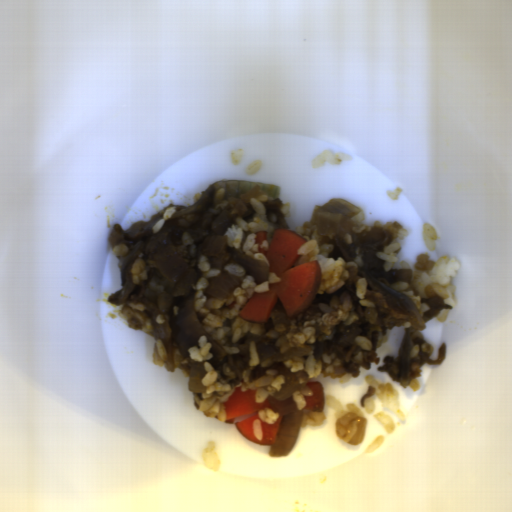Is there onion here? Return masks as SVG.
Instances as JSON below:
<instances>
[{"instance_id":"06740285","label":"onion","mask_w":512,"mask_h":512,"mask_svg":"<svg viewBox=\"0 0 512 512\" xmlns=\"http://www.w3.org/2000/svg\"><path fill=\"white\" fill-rule=\"evenodd\" d=\"M194 303V293L181 296L172 304L169 315L173 339L183 357L187 358L189 362L188 390L194 394H201L206 393L207 389V386L202 383L206 369L202 362L192 359L188 349L198 344L200 336H205V340L211 345L208 352L212 353V357L207 360V364L217 366L227 353L202 328L194 312Z\"/></svg>"},{"instance_id":"6bf65262","label":"onion","mask_w":512,"mask_h":512,"mask_svg":"<svg viewBox=\"0 0 512 512\" xmlns=\"http://www.w3.org/2000/svg\"><path fill=\"white\" fill-rule=\"evenodd\" d=\"M267 400L270 406L282 415V421L269 454L271 457L288 456L297 441L304 411L298 410L292 394L285 400H279L271 395Z\"/></svg>"},{"instance_id":"55239325","label":"onion","mask_w":512,"mask_h":512,"mask_svg":"<svg viewBox=\"0 0 512 512\" xmlns=\"http://www.w3.org/2000/svg\"><path fill=\"white\" fill-rule=\"evenodd\" d=\"M253 186H259L263 193L267 194L273 199L279 198V188L275 184L245 180H217L212 183L197 200V202L186 210L175 213L172 217L182 214H197L205 212L211 204L212 198L218 189H223V198L235 197L248 191ZM170 217V218H172Z\"/></svg>"},{"instance_id":"23ac38db","label":"onion","mask_w":512,"mask_h":512,"mask_svg":"<svg viewBox=\"0 0 512 512\" xmlns=\"http://www.w3.org/2000/svg\"><path fill=\"white\" fill-rule=\"evenodd\" d=\"M360 209L343 198H330L323 205H316L311 223L315 226L317 235H331L338 231L341 222L360 213Z\"/></svg>"},{"instance_id":"2ce2d468","label":"onion","mask_w":512,"mask_h":512,"mask_svg":"<svg viewBox=\"0 0 512 512\" xmlns=\"http://www.w3.org/2000/svg\"><path fill=\"white\" fill-rule=\"evenodd\" d=\"M152 259L157 269L169 281H179L190 271L188 263L181 257L171 240L156 248L152 253Z\"/></svg>"},{"instance_id":"275d332c","label":"onion","mask_w":512,"mask_h":512,"mask_svg":"<svg viewBox=\"0 0 512 512\" xmlns=\"http://www.w3.org/2000/svg\"><path fill=\"white\" fill-rule=\"evenodd\" d=\"M241 282L231 273H224L208 280L204 290L208 298L227 299Z\"/></svg>"},{"instance_id":"25a0d678","label":"onion","mask_w":512,"mask_h":512,"mask_svg":"<svg viewBox=\"0 0 512 512\" xmlns=\"http://www.w3.org/2000/svg\"><path fill=\"white\" fill-rule=\"evenodd\" d=\"M227 237L225 235H207L202 242L199 252L207 256H220L226 246Z\"/></svg>"},{"instance_id":"bf0cefb9","label":"onion","mask_w":512,"mask_h":512,"mask_svg":"<svg viewBox=\"0 0 512 512\" xmlns=\"http://www.w3.org/2000/svg\"><path fill=\"white\" fill-rule=\"evenodd\" d=\"M421 348H422V350L426 351L429 354V356L432 354V352L434 350L433 345H430V344L425 343V342L422 343Z\"/></svg>"}]
</instances>
